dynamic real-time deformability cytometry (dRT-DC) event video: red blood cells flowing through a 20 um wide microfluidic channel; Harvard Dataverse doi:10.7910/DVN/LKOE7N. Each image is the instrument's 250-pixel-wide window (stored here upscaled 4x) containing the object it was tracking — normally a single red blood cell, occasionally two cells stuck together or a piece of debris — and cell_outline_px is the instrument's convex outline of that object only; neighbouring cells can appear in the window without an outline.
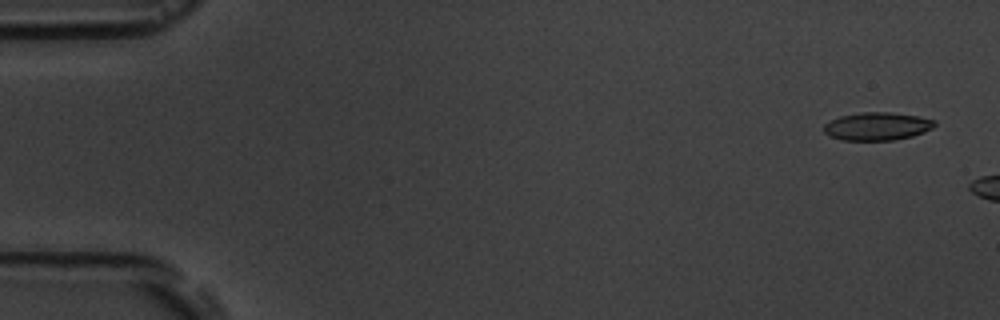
{"species": "common noctule bat (a hibernating species)", "species_latin": "Nyctalus noctula", "temperature_condition": "room temperature", "stored_images_in_passage": 3, "camera_frame_rate_fps": 3000, "um_per_image_px": 0.085, "animal": {"sex": "male", "body_mass_g": 19.5, "forearm_length_mm": 54.6}, "frame": {"image": 1, "passage_image": 1, "time_ms": 0.0, "image_size_px": [1000, 320], "cell_outline_px": [[936, 124], [932, 128], [924, 132], [912, 136], [892, 140], [840, 140], [828, 136], [824, 132], [824, 124], [840, 116], [860, 112], [892, 112], [916, 116], [936, 120]], "centroid_in_image_um": [74.54, 10.73], "position_along_channel_um": 10.5, "area_um2": 18.09}}